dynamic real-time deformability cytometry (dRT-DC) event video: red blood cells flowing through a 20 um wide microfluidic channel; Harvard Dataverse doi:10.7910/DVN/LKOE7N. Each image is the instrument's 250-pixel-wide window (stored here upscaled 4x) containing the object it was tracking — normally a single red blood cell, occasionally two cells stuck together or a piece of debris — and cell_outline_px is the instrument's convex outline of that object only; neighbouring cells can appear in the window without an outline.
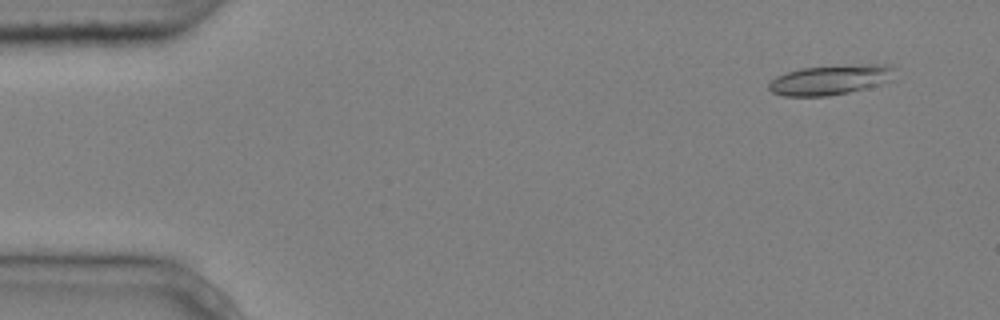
{"species": "common noctule bat (a hibernating species)", "species_latin": "Nyctalus noctula", "temperature_condition": "cold", "stored_images_in_passage": 5, "segment_of_instrument_passage": [1, 2], "camera_frame_rate_fps": 3000, "um_per_image_px": 0.085, "animal": {"sex": "male", "body_mass_g": 20.4}, "frame": {"image": 1, "passage_image": 1, "time_ms": 0.0, "image_size_px": [1000, 320], "cell_outline_px": [[896, 68], [892, 80], [880, 84], [848, 92], [828, 96], [784, 96], [772, 92], [768, 88], [768, 84], [776, 76], [800, 68], [860, 64], [892, 64]], "centroid_in_image_um": [70.62, 6.77], "position_along_channel_um": 14.4, "area_um2": 22.02}}
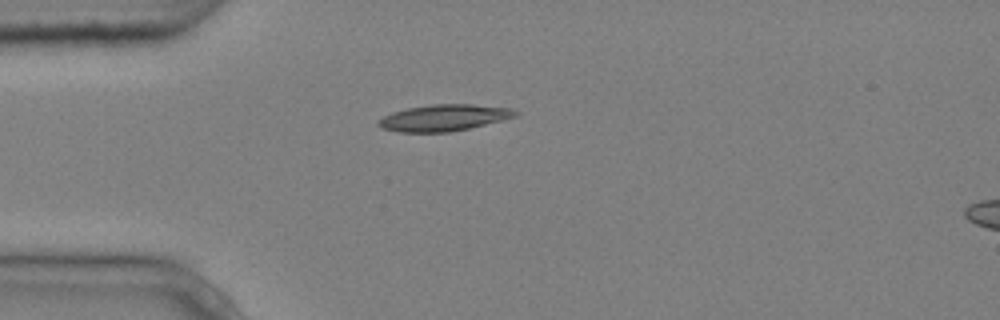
{"frame": {"image": 2, "passage_image": 4, "time_ms": 1.0, "image_size_px": [1000, 320], "cell_outline_px": [[520, 112], [516, 116], [468, 128], [448, 132], [400, 132], [380, 128], [376, 124], [376, 120], [392, 112], [408, 108], [432, 104], [472, 104], [512, 108]], "centroid_in_image_um": [37.69, 10.0], "position_along_channel_um": 47.3, "area_um2": 21.04}}